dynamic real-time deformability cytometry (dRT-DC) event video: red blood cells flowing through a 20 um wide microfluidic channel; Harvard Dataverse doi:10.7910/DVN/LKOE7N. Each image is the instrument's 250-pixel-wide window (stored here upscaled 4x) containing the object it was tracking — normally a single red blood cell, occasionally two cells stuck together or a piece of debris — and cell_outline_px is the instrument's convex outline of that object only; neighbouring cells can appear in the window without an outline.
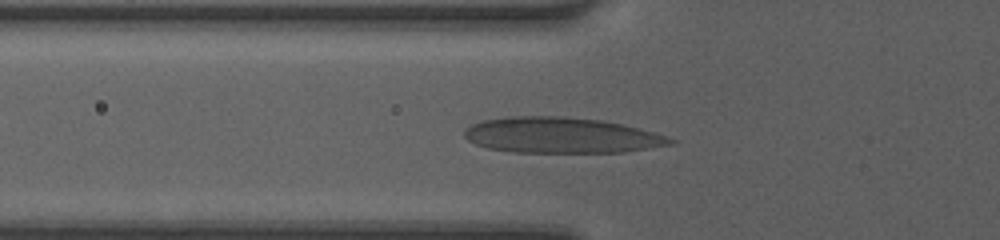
{"species": "human", "species_latin": "Homo sapiens", "temperature_condition": "room temperature", "stored_images_in_passage": 47, "camera_frame_rate_fps": 3000, "um_per_image_px": 0.085, "donor": {"sex": "female"}, "frame": {"image": 1, "passage_image": 16, "time_ms": 5.0, "image_size_px": [1000, 240], "cell_outline_px": [[676, 140], [672, 144], [624, 152], [512, 152], [488, 148], [476, 144], [468, 140], [464, 136], [464, 128], [480, 120], [504, 116], [564, 116], [600, 120], [620, 124], [668, 136]], "centroid_in_image_um": [47.64, 11.49], "position_along_channel_um": 78.2, "area_um2": 42.83}}
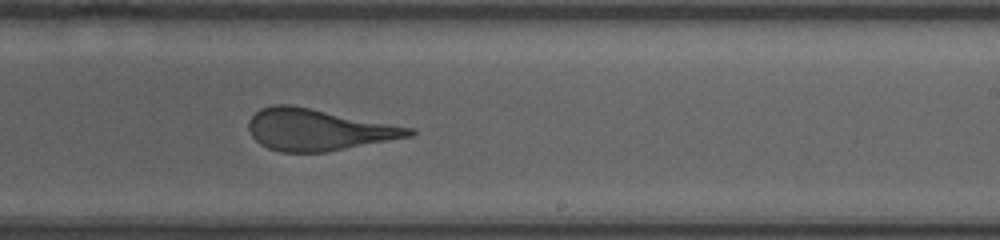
{"frame": {"image": 2, "passage_image": 29, "time_ms": 9.333, "image_size_px": [1000, 240], "cell_outline_px": [[416, 132], [412, 136], [328, 152], [280, 152], [268, 148], [260, 144], [252, 136], [248, 128], [248, 120], [260, 108], [276, 104], [288, 104], [416, 128]], "centroid_in_image_um": [27.05, 11.03], "position_along_channel_um": 261.9, "area_um2": 38.9}}
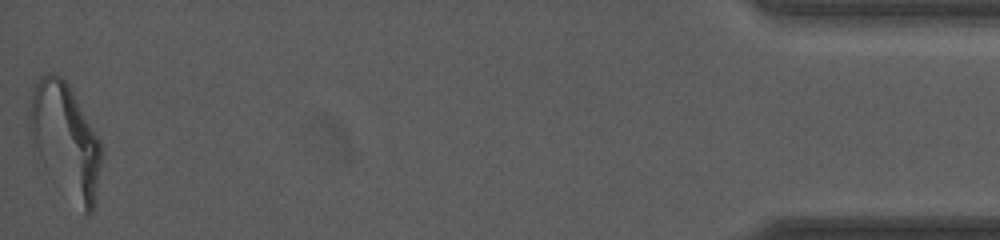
{"frame": {"image": 3, "passage_image": 47, "time_ms": 15.333, "image_size_px": [1000, 240], "cell_outline_px": [[100, 164], [92, 212], [88, 216], [84, 212], [40, 156], [28, 128], [28, 112], [32, 96], [36, 84], [40, 76], [48, 72], [52, 72], [60, 76], [68, 84], [100, 140]], "centroid_in_image_um": [5.56, 11.77], "position_along_channel_um": 429.6, "area_um2": 44.97}, "authors_computed_cell_mechanics": {"area_um2": 39.304, "velocity_mm_per_s": 4.2251, "shape_relaxation_time_tau1_ms": 5.9044, "shape_relaxation_time_tau2_ms": 1.018, "deformation_change_tau1": 0.2112, "deformation_change_tau2": 0.1022}}